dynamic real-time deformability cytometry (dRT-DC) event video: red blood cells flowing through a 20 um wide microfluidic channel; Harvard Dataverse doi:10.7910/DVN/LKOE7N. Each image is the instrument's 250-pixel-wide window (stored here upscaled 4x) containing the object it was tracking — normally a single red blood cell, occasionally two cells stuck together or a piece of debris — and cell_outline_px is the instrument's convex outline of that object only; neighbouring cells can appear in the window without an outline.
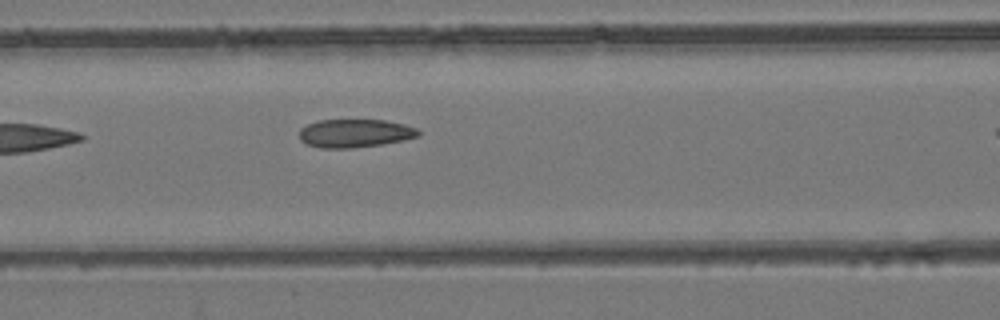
{"species": "common noctule bat (a hibernating species)", "species_latin": "Nyctalus noctula", "temperature_condition": "room temperature", "stored_images_in_passage": 4, "segment_of_instrument_passage": [1, 2], "camera_frame_rate_fps": 3000, "um_per_image_px": 0.085, "animal": {"sex": "female", "body_mass_g": 24.6, "forearm_length_mm": 56.2}, "frame": {"image": 1, "passage_image": 3, "time_ms": 2.333, "image_size_px": [1000, 320], "cell_outline_px": [[420, 136], [404, 140], [380, 144], [352, 148], [320, 148], [308, 144], [300, 140], [300, 128], [308, 124], [320, 120], [384, 120], [404, 124], [416, 128], [420, 132]], "centroid_in_image_um": [30.17, 11.33], "position_along_channel_um": 136.4, "area_um2": 19.54}}